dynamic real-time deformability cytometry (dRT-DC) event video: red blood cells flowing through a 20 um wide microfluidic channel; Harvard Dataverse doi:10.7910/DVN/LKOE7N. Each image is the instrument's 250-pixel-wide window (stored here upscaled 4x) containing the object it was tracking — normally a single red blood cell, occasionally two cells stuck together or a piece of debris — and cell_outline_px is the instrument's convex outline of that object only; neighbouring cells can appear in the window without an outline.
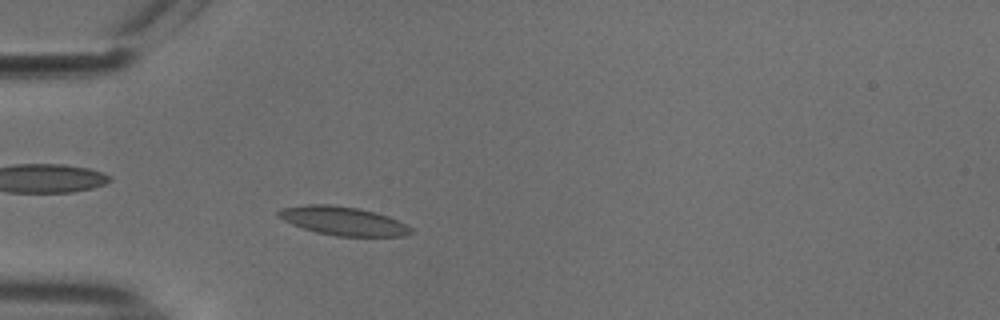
{"species": "common noctule bat (a hibernating species)", "species_latin": "Nyctalus noctula", "temperature_condition": "cold", "stored_images_in_passage": 48, "camera_frame_rate_fps": 3000, "um_per_image_px": 0.085, "animal": {"sex": "male", "body_mass_g": 18.8}, "frame": {"image": 1, "passage_image": 10, "time_ms": 3.0, "image_size_px": [1000, 320], "cell_outline_px": [[416, 232], [404, 236], [336, 236], [316, 232], [292, 224], [276, 216], [276, 212], [280, 208], [304, 204], [332, 204], [356, 208], [376, 212], [388, 216], [412, 228]], "centroid_in_image_um": [29.14, 18.77], "position_along_channel_um": 55.9, "area_um2": 22.2}}
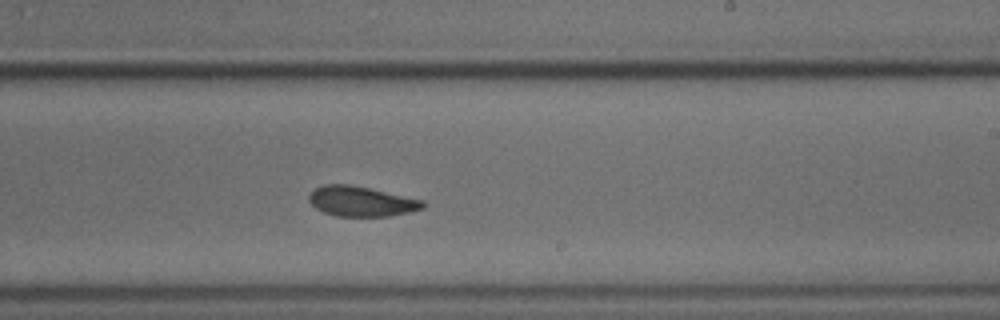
{"frame": {"image": 2, "passage_image": 27, "time_ms": 8.667, "image_size_px": [1000, 320], "cell_outline_px": [[428, 204], [424, 208], [408, 212], [388, 216], [336, 216], [324, 212], [316, 208], [308, 200], [308, 196], [312, 188], [324, 184], [348, 184], [368, 188], [424, 200]], "centroid_in_image_um": [30.69, 17.11], "position_along_channel_um": 258.3, "area_um2": 20.0}}
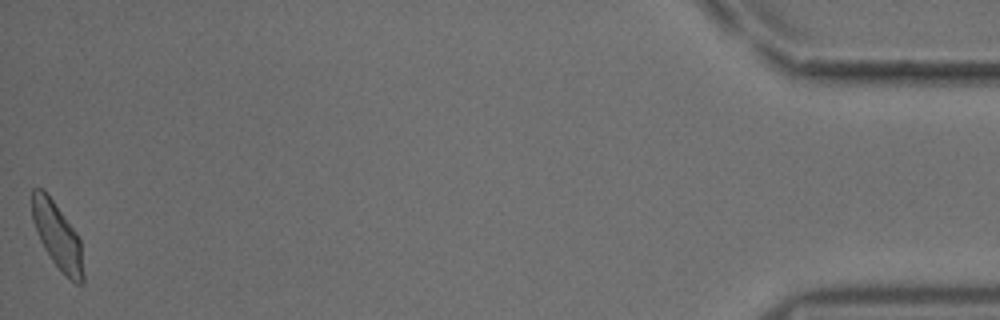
{"frame": {"image": 3, "passage_image": 48, "time_ms": 15.667, "image_size_px": [1000, 320], "cell_outline_px": [[84, 284], [76, 284], [52, 260], [44, 248], [40, 240], [32, 220], [32, 188], [44, 188], [76, 232], [80, 240], [84, 276]], "centroid_in_image_um": [4.88, 20.02], "position_along_channel_um": 430.3, "area_um2": 19.48}, "authors_computed_cell_mechanics": {"area_um2": 20.5768, "velocity_mm_per_s": 3.7254, "shape_relaxation_time_tau1_ms": 4.0554, "shape_relaxation_time_tau2_ms": 1.5872, "deformation_change_tau1": 0.1013, "deformation_change_tau2": 0.0587}}